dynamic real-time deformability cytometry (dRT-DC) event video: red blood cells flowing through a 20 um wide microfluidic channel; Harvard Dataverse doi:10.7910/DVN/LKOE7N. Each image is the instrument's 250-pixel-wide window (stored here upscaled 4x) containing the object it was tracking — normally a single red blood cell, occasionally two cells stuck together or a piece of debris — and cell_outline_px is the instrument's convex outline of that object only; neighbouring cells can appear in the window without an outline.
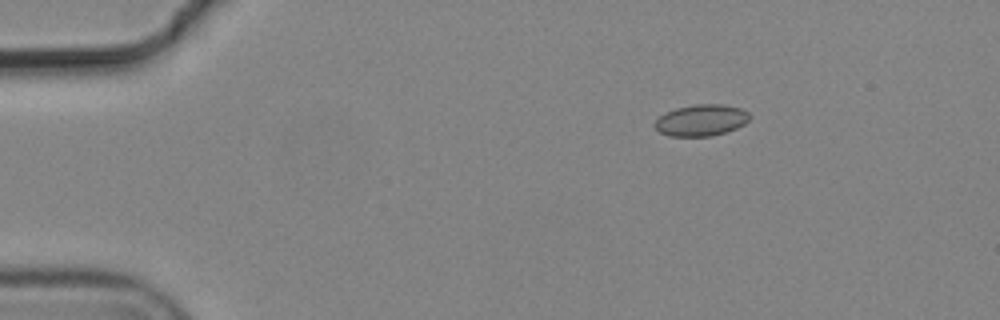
{"species": "common noctule bat (a hibernating species)", "species_latin": "Nyctalus noctula", "temperature_condition": "cold", "stored_images_in_passage": 5, "camera_frame_rate_fps": 3000, "um_per_image_px": 0.085, "animal": {"sex": "male", "body_mass_g": 19.2, "forearm_length_mm": 51.8}, "frame": {"image": 1, "passage_image": 2, "time_ms": 0.333, "image_size_px": [1000, 320], "cell_outline_px": [[752, 116], [744, 124], [736, 128], [712, 136], [668, 136], [660, 132], [656, 128], [656, 120], [660, 116], [676, 108], [696, 104], [724, 104], [740, 108], [748, 112]], "centroid_in_image_um": [59.64, 10.21], "position_along_channel_um": 25.4, "area_um2": 17.22}}